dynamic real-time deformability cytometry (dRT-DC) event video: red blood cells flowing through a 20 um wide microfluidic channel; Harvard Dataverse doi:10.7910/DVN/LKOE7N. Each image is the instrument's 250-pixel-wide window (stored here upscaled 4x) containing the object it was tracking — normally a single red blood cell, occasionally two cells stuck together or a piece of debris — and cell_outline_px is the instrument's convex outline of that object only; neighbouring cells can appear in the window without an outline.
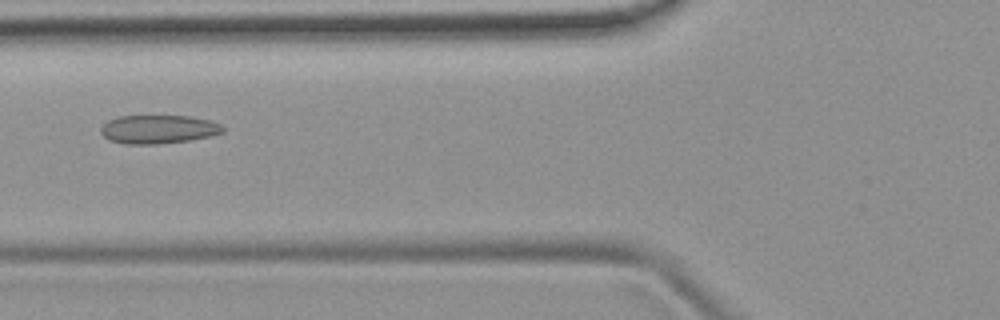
{"species": "common noctule bat (a hibernating species)", "species_latin": "Nyctalus noctula", "temperature_condition": "room temperature", "stored_images_in_passage": 29, "camera_frame_rate_fps": 3000, "um_per_image_px": 0.085, "animal": {"sex": "female", "body_mass_g": 19.9}, "frame": {"image": 1, "passage_image": 8, "time_ms": 2.333, "image_size_px": [1000, 320], "cell_outline_px": [[224, 132], [212, 136], [188, 140], [156, 144], [124, 144], [108, 140], [100, 132], [100, 128], [108, 120], [120, 116], [188, 116], [208, 120], [220, 124], [224, 128]], "centroid_in_image_um": [13.44, 10.99], "position_along_channel_um": 112.4, "area_um2": 20.29}}
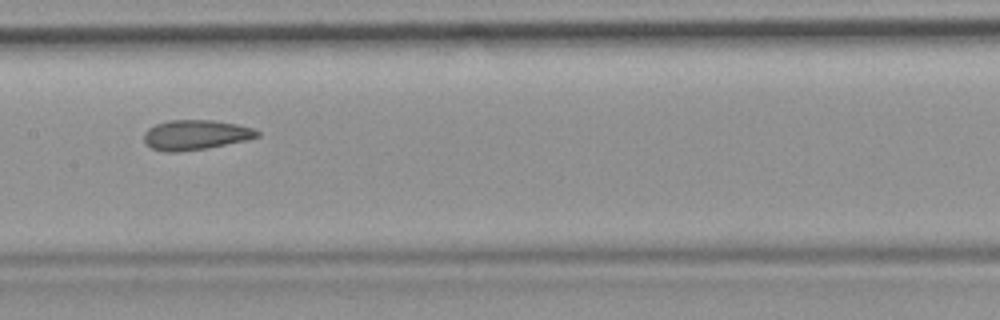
{"frame": {"image": 2, "passage_image": 14, "time_ms": 4.333, "image_size_px": [1000, 320], "cell_outline_px": [[260, 136], [248, 140], [208, 148], [176, 152], [164, 152], [152, 148], [144, 140], [144, 132], [148, 128], [156, 124], [168, 120], [216, 120], [236, 124], [252, 128], [260, 132]], "centroid_in_image_um": [16.64, 11.46], "position_along_channel_um": 190.8, "area_um2": 19.83}}
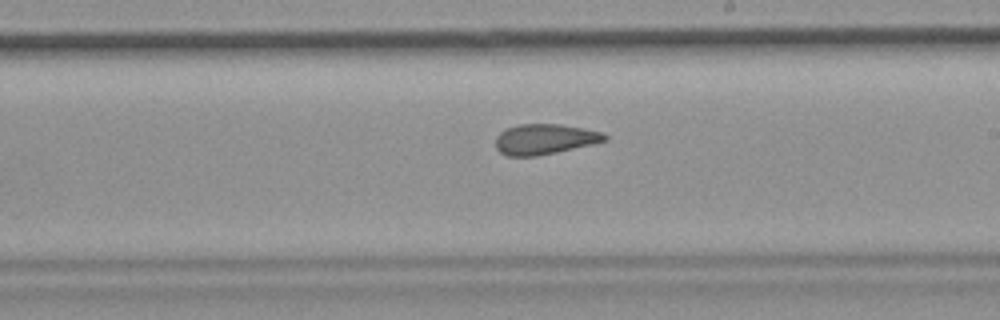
{"frame": {"image": 3, "passage_image": 18, "time_ms": 5.667, "image_size_px": [1000, 320], "cell_outline_px": [[608, 140], [592, 144], [556, 152], [536, 156], [508, 156], [500, 152], [496, 148], [496, 136], [500, 132], [508, 128], [520, 124], [560, 124], [584, 128], [604, 132], [608, 136]], "centroid_in_image_um": [46.32, 11.82], "position_along_channel_um": 242.7, "area_um2": 19.31}, "authors_computed_cell_mechanics": {"area_um2": 19.8254, "velocity_mm_per_s": 3.9142, "shape_relaxation_time_tau1_ms": null, "shape_relaxation_time_tau2_ms": 2.1111, "deformation_change_tau1": null, "deformation_change_tau2": 0.1011}}